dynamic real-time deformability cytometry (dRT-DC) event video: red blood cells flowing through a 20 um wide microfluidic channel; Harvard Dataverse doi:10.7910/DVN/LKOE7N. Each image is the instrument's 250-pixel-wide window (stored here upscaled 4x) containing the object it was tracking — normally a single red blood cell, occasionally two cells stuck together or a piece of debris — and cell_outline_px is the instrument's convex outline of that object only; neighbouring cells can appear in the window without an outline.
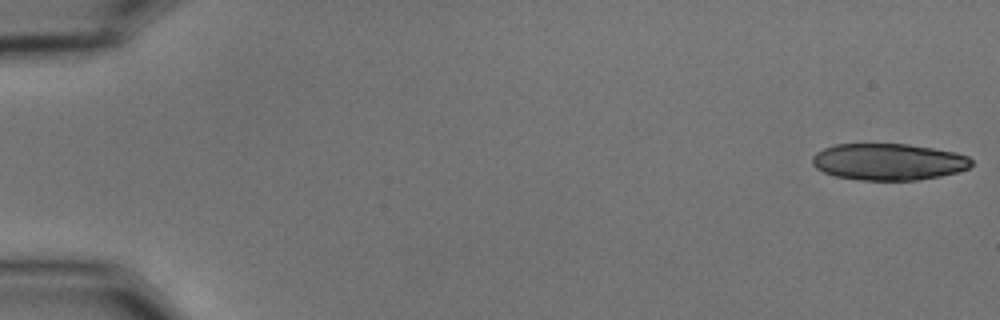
{"species": "common noctule bat (a hibernating species)", "species_latin": "Nyctalus noctula", "temperature_condition": "cold", "stored_images_in_passage": 21, "camera_frame_rate_fps": 3000, "um_per_image_px": 0.085, "animal": {"sex": "male", "body_mass_g": 15.6}, "frame": {"image": 1, "passage_image": 1, "time_ms": 0.0, "image_size_px": [1000, 320], "cell_outline_px": [[972, 164], [968, 168], [956, 172], [940, 176], [916, 180], [860, 180], [832, 176], [816, 168], [812, 164], [812, 156], [816, 152], [824, 148], [836, 144], [908, 144], [956, 152], [968, 156], [972, 160]], "centroid_in_image_um": [75.5, 13.75], "position_along_channel_um": 9.5, "area_um2": 34.1}}